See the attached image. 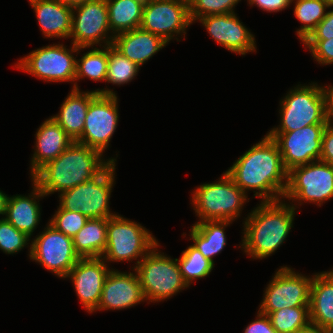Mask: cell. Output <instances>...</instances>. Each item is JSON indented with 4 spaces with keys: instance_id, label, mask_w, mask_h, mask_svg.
Returning <instances> with one entry per match:
<instances>
[{
    "instance_id": "6da1fadb",
    "label": "cell",
    "mask_w": 333,
    "mask_h": 333,
    "mask_svg": "<svg viewBox=\"0 0 333 333\" xmlns=\"http://www.w3.org/2000/svg\"><path fill=\"white\" fill-rule=\"evenodd\" d=\"M225 172L247 195L253 191L260 202L283 199L288 185L279 147L267 134Z\"/></svg>"
},
{
    "instance_id": "7a4b0ae2",
    "label": "cell",
    "mask_w": 333,
    "mask_h": 333,
    "mask_svg": "<svg viewBox=\"0 0 333 333\" xmlns=\"http://www.w3.org/2000/svg\"><path fill=\"white\" fill-rule=\"evenodd\" d=\"M252 209L243 219L239 248L250 259H267L287 240L297 210L284 199L259 202Z\"/></svg>"
},
{
    "instance_id": "3957f363",
    "label": "cell",
    "mask_w": 333,
    "mask_h": 333,
    "mask_svg": "<svg viewBox=\"0 0 333 333\" xmlns=\"http://www.w3.org/2000/svg\"><path fill=\"white\" fill-rule=\"evenodd\" d=\"M116 157L104 158L99 150L74 141L56 159L47 162L30 179L47 196L74 188L101 174Z\"/></svg>"
},
{
    "instance_id": "277c9868",
    "label": "cell",
    "mask_w": 333,
    "mask_h": 333,
    "mask_svg": "<svg viewBox=\"0 0 333 333\" xmlns=\"http://www.w3.org/2000/svg\"><path fill=\"white\" fill-rule=\"evenodd\" d=\"M190 204L198 221L228 220L234 222L242 216L248 195L223 172L217 181L202 183L191 191Z\"/></svg>"
},
{
    "instance_id": "5b68a950",
    "label": "cell",
    "mask_w": 333,
    "mask_h": 333,
    "mask_svg": "<svg viewBox=\"0 0 333 333\" xmlns=\"http://www.w3.org/2000/svg\"><path fill=\"white\" fill-rule=\"evenodd\" d=\"M160 242L134 268L147 304L167 301L189 288L180 272L177 258L161 252Z\"/></svg>"
},
{
    "instance_id": "8992f818",
    "label": "cell",
    "mask_w": 333,
    "mask_h": 333,
    "mask_svg": "<svg viewBox=\"0 0 333 333\" xmlns=\"http://www.w3.org/2000/svg\"><path fill=\"white\" fill-rule=\"evenodd\" d=\"M159 243L158 239L135 220L121 214L107 218V243L102 258L114 262H134V269L145 255Z\"/></svg>"
},
{
    "instance_id": "52a82bcc",
    "label": "cell",
    "mask_w": 333,
    "mask_h": 333,
    "mask_svg": "<svg viewBox=\"0 0 333 333\" xmlns=\"http://www.w3.org/2000/svg\"><path fill=\"white\" fill-rule=\"evenodd\" d=\"M279 106V125L268 132H291L312 124H327L322 84L316 81L290 88Z\"/></svg>"
},
{
    "instance_id": "ba28073f",
    "label": "cell",
    "mask_w": 333,
    "mask_h": 333,
    "mask_svg": "<svg viewBox=\"0 0 333 333\" xmlns=\"http://www.w3.org/2000/svg\"><path fill=\"white\" fill-rule=\"evenodd\" d=\"M116 166L112 162L101 174L79 184L74 188L62 191L59 195V206L68 211H79L89 219L110 218L118 213L111 211L110 198L116 184Z\"/></svg>"
},
{
    "instance_id": "9c48e42d",
    "label": "cell",
    "mask_w": 333,
    "mask_h": 333,
    "mask_svg": "<svg viewBox=\"0 0 333 333\" xmlns=\"http://www.w3.org/2000/svg\"><path fill=\"white\" fill-rule=\"evenodd\" d=\"M71 45L68 48V45H64L63 42L61 44L53 42V44L42 46L22 58L20 57L14 63L13 68L48 83L69 82L73 84L72 89H75L76 59L79 47Z\"/></svg>"
},
{
    "instance_id": "30bf717a",
    "label": "cell",
    "mask_w": 333,
    "mask_h": 333,
    "mask_svg": "<svg viewBox=\"0 0 333 333\" xmlns=\"http://www.w3.org/2000/svg\"><path fill=\"white\" fill-rule=\"evenodd\" d=\"M283 199L296 210L304 203L321 207L333 199V166L319 160L293 167Z\"/></svg>"
},
{
    "instance_id": "8fae6325",
    "label": "cell",
    "mask_w": 333,
    "mask_h": 333,
    "mask_svg": "<svg viewBox=\"0 0 333 333\" xmlns=\"http://www.w3.org/2000/svg\"><path fill=\"white\" fill-rule=\"evenodd\" d=\"M84 121L82 136L76 141L105 154L119 122L117 93L108 88L96 89Z\"/></svg>"
},
{
    "instance_id": "7c38bea8",
    "label": "cell",
    "mask_w": 333,
    "mask_h": 333,
    "mask_svg": "<svg viewBox=\"0 0 333 333\" xmlns=\"http://www.w3.org/2000/svg\"><path fill=\"white\" fill-rule=\"evenodd\" d=\"M313 274L299 273L287 265L280 266L264 289L258 310L272 313L280 309L309 307Z\"/></svg>"
},
{
    "instance_id": "4fadbf2b",
    "label": "cell",
    "mask_w": 333,
    "mask_h": 333,
    "mask_svg": "<svg viewBox=\"0 0 333 333\" xmlns=\"http://www.w3.org/2000/svg\"><path fill=\"white\" fill-rule=\"evenodd\" d=\"M31 239L30 260L64 279L80 259L72 238L57 230L49 222Z\"/></svg>"
},
{
    "instance_id": "5bb4252c",
    "label": "cell",
    "mask_w": 333,
    "mask_h": 333,
    "mask_svg": "<svg viewBox=\"0 0 333 333\" xmlns=\"http://www.w3.org/2000/svg\"><path fill=\"white\" fill-rule=\"evenodd\" d=\"M70 43L76 47L113 44L106 0H92L73 7Z\"/></svg>"
},
{
    "instance_id": "9a60e30c",
    "label": "cell",
    "mask_w": 333,
    "mask_h": 333,
    "mask_svg": "<svg viewBox=\"0 0 333 333\" xmlns=\"http://www.w3.org/2000/svg\"><path fill=\"white\" fill-rule=\"evenodd\" d=\"M192 24L189 16V1L153 0L144 6L139 28L156 34L170 43L173 39L177 42H180L182 38L185 39L187 30Z\"/></svg>"
},
{
    "instance_id": "2e32d148",
    "label": "cell",
    "mask_w": 333,
    "mask_h": 333,
    "mask_svg": "<svg viewBox=\"0 0 333 333\" xmlns=\"http://www.w3.org/2000/svg\"><path fill=\"white\" fill-rule=\"evenodd\" d=\"M327 124H312L291 132L266 133L278 145L287 171L320 160L322 134Z\"/></svg>"
},
{
    "instance_id": "e0dca14e",
    "label": "cell",
    "mask_w": 333,
    "mask_h": 333,
    "mask_svg": "<svg viewBox=\"0 0 333 333\" xmlns=\"http://www.w3.org/2000/svg\"><path fill=\"white\" fill-rule=\"evenodd\" d=\"M237 13L207 15L194 21L204 26L218 45L238 55L256 53L255 35L248 30Z\"/></svg>"
},
{
    "instance_id": "ac0fdd59",
    "label": "cell",
    "mask_w": 333,
    "mask_h": 333,
    "mask_svg": "<svg viewBox=\"0 0 333 333\" xmlns=\"http://www.w3.org/2000/svg\"><path fill=\"white\" fill-rule=\"evenodd\" d=\"M111 267L102 257L80 258L65 279H70L86 312L93 313L100 302L105 279Z\"/></svg>"
},
{
    "instance_id": "d6986e66",
    "label": "cell",
    "mask_w": 333,
    "mask_h": 333,
    "mask_svg": "<svg viewBox=\"0 0 333 333\" xmlns=\"http://www.w3.org/2000/svg\"><path fill=\"white\" fill-rule=\"evenodd\" d=\"M130 271L111 269L105 279L100 302L94 313L129 309L146 301L135 270Z\"/></svg>"
},
{
    "instance_id": "ffe728a7",
    "label": "cell",
    "mask_w": 333,
    "mask_h": 333,
    "mask_svg": "<svg viewBox=\"0 0 333 333\" xmlns=\"http://www.w3.org/2000/svg\"><path fill=\"white\" fill-rule=\"evenodd\" d=\"M30 160V178L47 162L56 159L74 140L50 116L37 128Z\"/></svg>"
},
{
    "instance_id": "44dd1931",
    "label": "cell",
    "mask_w": 333,
    "mask_h": 333,
    "mask_svg": "<svg viewBox=\"0 0 333 333\" xmlns=\"http://www.w3.org/2000/svg\"><path fill=\"white\" fill-rule=\"evenodd\" d=\"M31 184L32 190L28 195H8L4 216L17 230L25 233L30 238L40 224L42 212L40 199L46 197L32 180Z\"/></svg>"
},
{
    "instance_id": "7402d4cb",
    "label": "cell",
    "mask_w": 333,
    "mask_h": 333,
    "mask_svg": "<svg viewBox=\"0 0 333 333\" xmlns=\"http://www.w3.org/2000/svg\"><path fill=\"white\" fill-rule=\"evenodd\" d=\"M44 38L69 39L73 7L60 0H28Z\"/></svg>"
},
{
    "instance_id": "603a6c76",
    "label": "cell",
    "mask_w": 333,
    "mask_h": 333,
    "mask_svg": "<svg viewBox=\"0 0 333 333\" xmlns=\"http://www.w3.org/2000/svg\"><path fill=\"white\" fill-rule=\"evenodd\" d=\"M168 44L162 37L137 28L115 35L112 45L131 62L142 67Z\"/></svg>"
},
{
    "instance_id": "cb8c5ba5",
    "label": "cell",
    "mask_w": 333,
    "mask_h": 333,
    "mask_svg": "<svg viewBox=\"0 0 333 333\" xmlns=\"http://www.w3.org/2000/svg\"><path fill=\"white\" fill-rule=\"evenodd\" d=\"M97 94L95 90L71 89L58 113L51 116L74 141L82 136L89 104Z\"/></svg>"
},
{
    "instance_id": "d4e9b609",
    "label": "cell",
    "mask_w": 333,
    "mask_h": 333,
    "mask_svg": "<svg viewBox=\"0 0 333 333\" xmlns=\"http://www.w3.org/2000/svg\"><path fill=\"white\" fill-rule=\"evenodd\" d=\"M309 312L312 324L327 329L333 327V268L313 274Z\"/></svg>"
},
{
    "instance_id": "484cf974",
    "label": "cell",
    "mask_w": 333,
    "mask_h": 333,
    "mask_svg": "<svg viewBox=\"0 0 333 333\" xmlns=\"http://www.w3.org/2000/svg\"><path fill=\"white\" fill-rule=\"evenodd\" d=\"M233 222L228 220H206L195 222L191 225L189 239L204 258L210 260L213 264L214 257L220 254L227 243L226 228Z\"/></svg>"
},
{
    "instance_id": "4316f807",
    "label": "cell",
    "mask_w": 333,
    "mask_h": 333,
    "mask_svg": "<svg viewBox=\"0 0 333 333\" xmlns=\"http://www.w3.org/2000/svg\"><path fill=\"white\" fill-rule=\"evenodd\" d=\"M72 241L80 258L101 257L107 243V218L88 219Z\"/></svg>"
},
{
    "instance_id": "83f0119b",
    "label": "cell",
    "mask_w": 333,
    "mask_h": 333,
    "mask_svg": "<svg viewBox=\"0 0 333 333\" xmlns=\"http://www.w3.org/2000/svg\"><path fill=\"white\" fill-rule=\"evenodd\" d=\"M112 34L140 27L144 6L136 0H106Z\"/></svg>"
},
{
    "instance_id": "f1b7e54d",
    "label": "cell",
    "mask_w": 333,
    "mask_h": 333,
    "mask_svg": "<svg viewBox=\"0 0 333 333\" xmlns=\"http://www.w3.org/2000/svg\"><path fill=\"white\" fill-rule=\"evenodd\" d=\"M88 49L87 52H83ZM76 59L75 89H80V79H90L94 82H105L108 66V46L103 47H79ZM78 81V82H77Z\"/></svg>"
},
{
    "instance_id": "f546056e",
    "label": "cell",
    "mask_w": 333,
    "mask_h": 333,
    "mask_svg": "<svg viewBox=\"0 0 333 333\" xmlns=\"http://www.w3.org/2000/svg\"><path fill=\"white\" fill-rule=\"evenodd\" d=\"M293 4L294 16L302 24L297 28L296 35L303 42L326 17L331 5L325 0H298Z\"/></svg>"
},
{
    "instance_id": "4dcf8cb0",
    "label": "cell",
    "mask_w": 333,
    "mask_h": 333,
    "mask_svg": "<svg viewBox=\"0 0 333 333\" xmlns=\"http://www.w3.org/2000/svg\"><path fill=\"white\" fill-rule=\"evenodd\" d=\"M141 67L131 62L113 45L108 46V66L106 74V83L123 86L129 84L138 75Z\"/></svg>"
},
{
    "instance_id": "1f68e13d",
    "label": "cell",
    "mask_w": 333,
    "mask_h": 333,
    "mask_svg": "<svg viewBox=\"0 0 333 333\" xmlns=\"http://www.w3.org/2000/svg\"><path fill=\"white\" fill-rule=\"evenodd\" d=\"M180 272L184 282L191 287L195 280L202 279L210 275L214 269V264L204 258V256L192 245L182 251L180 258H177Z\"/></svg>"
},
{
    "instance_id": "d6a6232c",
    "label": "cell",
    "mask_w": 333,
    "mask_h": 333,
    "mask_svg": "<svg viewBox=\"0 0 333 333\" xmlns=\"http://www.w3.org/2000/svg\"><path fill=\"white\" fill-rule=\"evenodd\" d=\"M267 314L277 333H298L310 322L309 307L280 309Z\"/></svg>"
},
{
    "instance_id": "836d02e7",
    "label": "cell",
    "mask_w": 333,
    "mask_h": 333,
    "mask_svg": "<svg viewBox=\"0 0 333 333\" xmlns=\"http://www.w3.org/2000/svg\"><path fill=\"white\" fill-rule=\"evenodd\" d=\"M31 238L17 230L5 218H0V250L8 255L18 254L25 247L28 248V258L31 256Z\"/></svg>"
},
{
    "instance_id": "e575fe53",
    "label": "cell",
    "mask_w": 333,
    "mask_h": 333,
    "mask_svg": "<svg viewBox=\"0 0 333 333\" xmlns=\"http://www.w3.org/2000/svg\"><path fill=\"white\" fill-rule=\"evenodd\" d=\"M241 0H189L191 22L207 15L235 13V7Z\"/></svg>"
},
{
    "instance_id": "d590c367",
    "label": "cell",
    "mask_w": 333,
    "mask_h": 333,
    "mask_svg": "<svg viewBox=\"0 0 333 333\" xmlns=\"http://www.w3.org/2000/svg\"><path fill=\"white\" fill-rule=\"evenodd\" d=\"M88 219L79 211H68L58 206L57 211L55 210L54 215L48 222L57 230L72 238L85 225Z\"/></svg>"
},
{
    "instance_id": "8d00e7d4",
    "label": "cell",
    "mask_w": 333,
    "mask_h": 333,
    "mask_svg": "<svg viewBox=\"0 0 333 333\" xmlns=\"http://www.w3.org/2000/svg\"><path fill=\"white\" fill-rule=\"evenodd\" d=\"M304 49H308L313 60L320 66L333 65V38L330 39H305Z\"/></svg>"
},
{
    "instance_id": "74e56055",
    "label": "cell",
    "mask_w": 333,
    "mask_h": 333,
    "mask_svg": "<svg viewBox=\"0 0 333 333\" xmlns=\"http://www.w3.org/2000/svg\"><path fill=\"white\" fill-rule=\"evenodd\" d=\"M333 6L328 10L326 17L316 26L306 39L333 38ZM332 9V10H331Z\"/></svg>"
},
{
    "instance_id": "f35d334b",
    "label": "cell",
    "mask_w": 333,
    "mask_h": 333,
    "mask_svg": "<svg viewBox=\"0 0 333 333\" xmlns=\"http://www.w3.org/2000/svg\"><path fill=\"white\" fill-rule=\"evenodd\" d=\"M255 318L244 328L243 333H277L267 314L258 310Z\"/></svg>"
},
{
    "instance_id": "ab89813d",
    "label": "cell",
    "mask_w": 333,
    "mask_h": 333,
    "mask_svg": "<svg viewBox=\"0 0 333 333\" xmlns=\"http://www.w3.org/2000/svg\"><path fill=\"white\" fill-rule=\"evenodd\" d=\"M320 161L333 166V127L329 125H326L322 134Z\"/></svg>"
},
{
    "instance_id": "60d3db41",
    "label": "cell",
    "mask_w": 333,
    "mask_h": 333,
    "mask_svg": "<svg viewBox=\"0 0 333 333\" xmlns=\"http://www.w3.org/2000/svg\"><path fill=\"white\" fill-rule=\"evenodd\" d=\"M247 2V4H249L248 6H257L259 9L268 13L281 12L291 6L288 0H247Z\"/></svg>"
},
{
    "instance_id": "b9f144b4",
    "label": "cell",
    "mask_w": 333,
    "mask_h": 333,
    "mask_svg": "<svg viewBox=\"0 0 333 333\" xmlns=\"http://www.w3.org/2000/svg\"><path fill=\"white\" fill-rule=\"evenodd\" d=\"M325 98V119L327 125L333 127V85H322Z\"/></svg>"
},
{
    "instance_id": "7bdbcfd3",
    "label": "cell",
    "mask_w": 333,
    "mask_h": 333,
    "mask_svg": "<svg viewBox=\"0 0 333 333\" xmlns=\"http://www.w3.org/2000/svg\"><path fill=\"white\" fill-rule=\"evenodd\" d=\"M298 333H331L330 329L323 328L310 323L305 328H302Z\"/></svg>"
},
{
    "instance_id": "ee69618b",
    "label": "cell",
    "mask_w": 333,
    "mask_h": 333,
    "mask_svg": "<svg viewBox=\"0 0 333 333\" xmlns=\"http://www.w3.org/2000/svg\"><path fill=\"white\" fill-rule=\"evenodd\" d=\"M7 198H8V194H6L2 190H0V216H1V219L4 218V216H5Z\"/></svg>"
},
{
    "instance_id": "f6af8a7d",
    "label": "cell",
    "mask_w": 333,
    "mask_h": 333,
    "mask_svg": "<svg viewBox=\"0 0 333 333\" xmlns=\"http://www.w3.org/2000/svg\"><path fill=\"white\" fill-rule=\"evenodd\" d=\"M60 1H62L67 6L75 7L77 5H80V4H83V3H86V2L92 1V0H60Z\"/></svg>"
},
{
    "instance_id": "bcb514c9",
    "label": "cell",
    "mask_w": 333,
    "mask_h": 333,
    "mask_svg": "<svg viewBox=\"0 0 333 333\" xmlns=\"http://www.w3.org/2000/svg\"><path fill=\"white\" fill-rule=\"evenodd\" d=\"M136 1L142 4L143 6H146L150 4L153 0H136Z\"/></svg>"
},
{
    "instance_id": "7dc6e473",
    "label": "cell",
    "mask_w": 333,
    "mask_h": 333,
    "mask_svg": "<svg viewBox=\"0 0 333 333\" xmlns=\"http://www.w3.org/2000/svg\"><path fill=\"white\" fill-rule=\"evenodd\" d=\"M326 2H328L331 6H333V0H325Z\"/></svg>"
},
{
    "instance_id": "c3c4849f",
    "label": "cell",
    "mask_w": 333,
    "mask_h": 333,
    "mask_svg": "<svg viewBox=\"0 0 333 333\" xmlns=\"http://www.w3.org/2000/svg\"><path fill=\"white\" fill-rule=\"evenodd\" d=\"M291 4L294 2V1H298V0H288Z\"/></svg>"
}]
</instances>
